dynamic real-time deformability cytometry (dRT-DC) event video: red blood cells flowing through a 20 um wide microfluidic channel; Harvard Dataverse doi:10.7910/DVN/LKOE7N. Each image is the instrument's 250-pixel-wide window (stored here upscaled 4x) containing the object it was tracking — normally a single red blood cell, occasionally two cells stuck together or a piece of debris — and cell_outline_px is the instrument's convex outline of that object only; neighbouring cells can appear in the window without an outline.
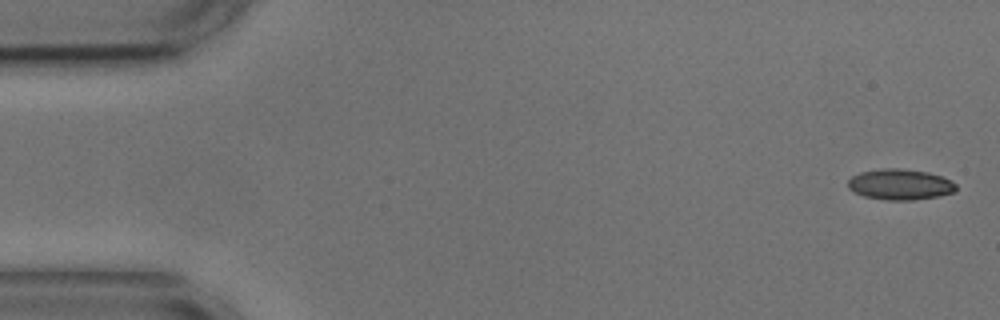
{"species": "common noctule bat (a hibernating species)", "species_latin": "Nyctalus noctula", "temperature_condition": "cold", "stored_images_in_passage": 5, "camera_frame_rate_fps": 3000, "um_per_image_px": 0.085, "animal": {"sex": "male", "body_mass_g": 17.9, "forearm_length_mm": 54.2}, "frame": {"image": 1, "passage_image": 1, "time_ms": 0.0, "image_size_px": [1000, 320], "cell_outline_px": [[956, 192], [940, 196], [912, 200], [884, 200], [864, 196], [848, 188], [848, 180], [852, 176], [860, 172], [880, 168], [900, 168], [928, 172], [940, 176], [956, 184]], "centroid_in_image_um": [76.5, 15.68], "position_along_channel_um": 8.5, "area_um2": 19.42}}
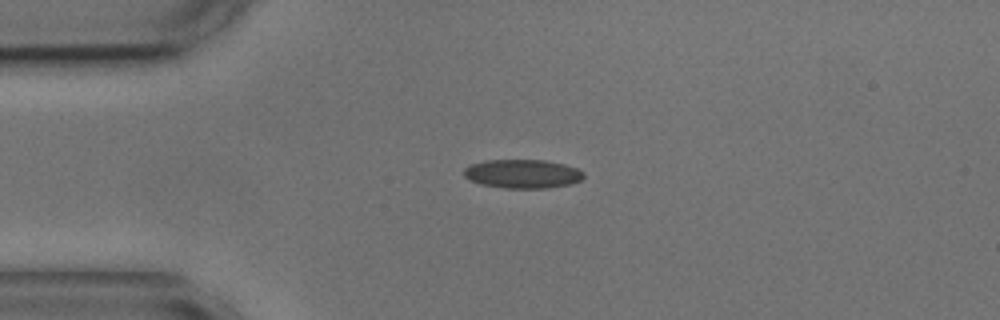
{"frame": {"image": 2, "passage_image": 4, "time_ms": 3.667, "image_size_px": [1000, 320], "cell_outline_px": [[584, 176], [580, 180], [572, 184], [548, 188], [504, 188], [480, 184], [468, 180], [464, 176], [464, 168], [468, 164], [484, 160], [544, 160], [564, 164], [576, 168], [584, 172]], "centroid_in_image_um": [44.38, 14.77], "position_along_channel_um": 40.6, "area_um2": 20.35}}